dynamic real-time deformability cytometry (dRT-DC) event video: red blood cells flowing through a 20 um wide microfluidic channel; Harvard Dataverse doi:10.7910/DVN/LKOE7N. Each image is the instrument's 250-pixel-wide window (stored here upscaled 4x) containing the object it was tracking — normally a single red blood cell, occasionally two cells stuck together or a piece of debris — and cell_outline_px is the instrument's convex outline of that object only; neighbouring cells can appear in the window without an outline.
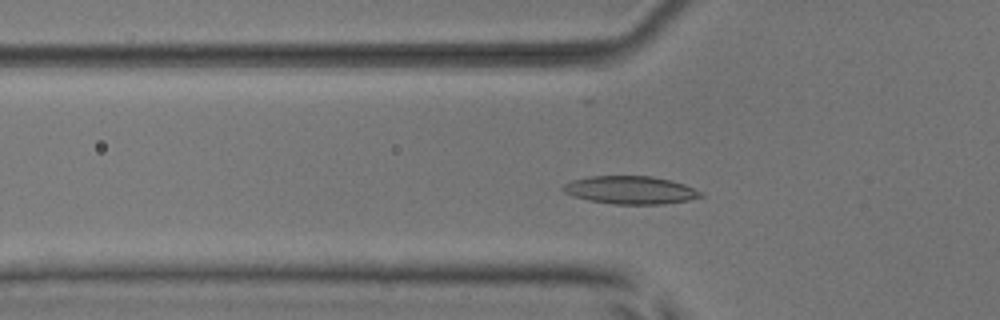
{"species": "common noctule bat (a hibernating species)", "species_latin": "Nyctalus noctula", "temperature_condition": "room temperature", "stored_images_in_passage": 49, "camera_frame_rate_fps": 3000, "um_per_image_px": 0.085, "animal": {"sex": "male", "body_mass_g": 17.9, "forearm_length_mm": 54.2}, "frame": {"image": 1, "passage_image": 14, "time_ms": 4.333, "image_size_px": [1000, 320], "cell_outline_px": [[704, 196], [688, 200], [664, 204], [616, 204], [588, 200], [572, 196], [564, 192], [560, 188], [564, 184], [572, 180], [588, 176], [652, 176], [684, 184], [704, 192]], "centroid_in_image_um": [53.58, 16.15], "position_along_channel_um": 72.2, "area_um2": 22.48}}
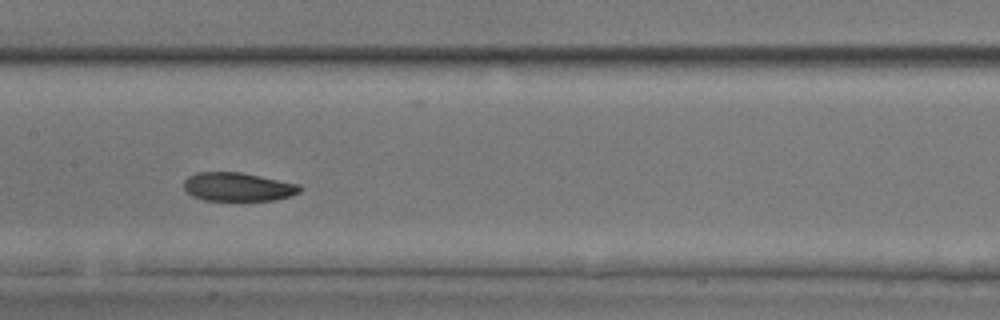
{"frame": {"image": 2, "passage_image": 23, "time_ms": 7.333, "image_size_px": [1000, 320], "cell_outline_px": [[304, 188], [300, 192], [292, 196], [276, 200], [204, 200], [192, 196], [184, 188], [184, 180], [188, 176], [196, 172], [240, 172], [300, 184]], "centroid_in_image_um": [20.25, 15.88], "position_along_channel_um": 187.1, "area_um2": 19.48}}
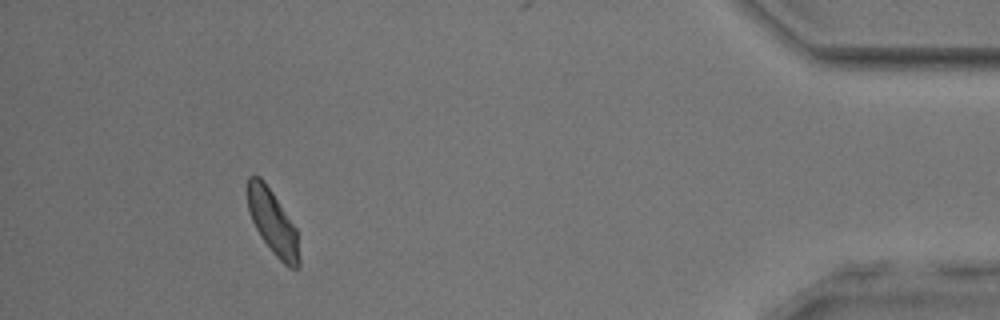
{"frame": {"image": 3, "passage_image": 45, "time_ms": 14.667, "image_size_px": [1000, 320], "cell_outline_px": [[300, 268], [288, 268], [272, 252], [260, 236], [252, 220], [248, 208], [248, 176], [260, 176], [264, 180], [296, 228], [300, 260]], "centroid_in_image_um": [23.2, 18.93], "position_along_channel_um": 412.0, "area_um2": 19.19}, "authors_computed_cell_mechanics": {"area_um2": 20.519, "velocity_mm_per_s": 3.847, "shape_relaxation_time_tau1_ms": 4.136, "shape_relaxation_time_tau2_ms": 2.8857, "deformation_change_tau1": 0.1161, "deformation_change_tau2": 0.0712}}